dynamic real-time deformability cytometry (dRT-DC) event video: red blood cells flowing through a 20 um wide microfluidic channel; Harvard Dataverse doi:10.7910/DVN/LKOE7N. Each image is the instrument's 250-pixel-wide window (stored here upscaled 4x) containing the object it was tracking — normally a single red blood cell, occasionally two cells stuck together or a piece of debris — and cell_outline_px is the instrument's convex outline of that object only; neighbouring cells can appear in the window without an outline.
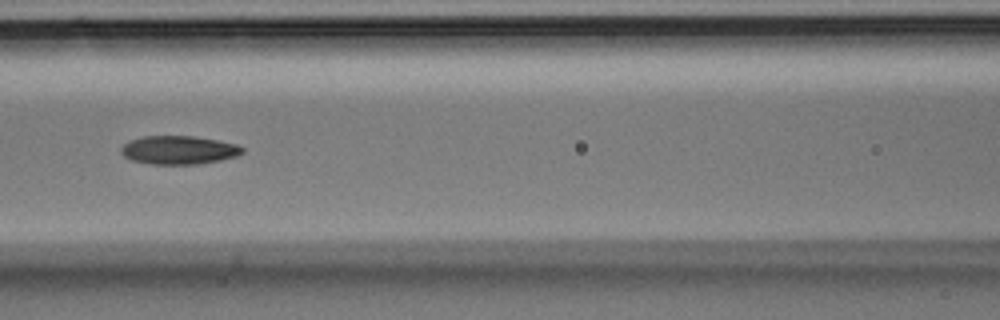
{"species": "Egyptian fruit bat (a non-hibernating species)", "species_latin": "Rousettus aegyptiacus", "temperature_condition": "room temperature", "stored_images_in_passage": 3, "camera_frame_rate_fps": 3000, "um_per_image_px": 0.085, "animal": {"sex": "male"}, "frame": {"image": 1, "passage_image": 3, "time_ms": 0.667, "image_size_px": [1000, 320], "cell_outline_px": [[244, 152], [236, 156], [220, 160], [196, 164], [152, 164], [132, 160], [124, 156], [120, 152], [120, 148], [128, 140], [144, 136], [192, 136], [216, 140], [236, 144], [244, 148]], "centroid_in_image_um": [15.17, 12.75], "position_along_channel_um": 151.4, "area_um2": 20.06}}